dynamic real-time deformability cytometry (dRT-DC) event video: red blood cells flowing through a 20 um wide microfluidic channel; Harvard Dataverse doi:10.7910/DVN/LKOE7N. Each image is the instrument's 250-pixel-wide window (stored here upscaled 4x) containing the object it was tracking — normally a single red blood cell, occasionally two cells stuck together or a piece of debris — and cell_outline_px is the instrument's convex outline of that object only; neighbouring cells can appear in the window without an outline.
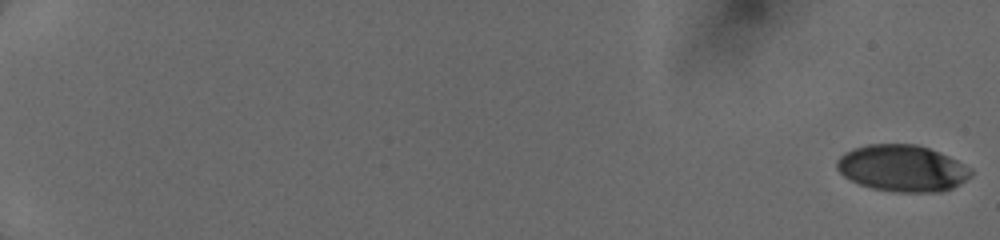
{"species": "human", "species_latin": "Homo sapiens", "temperature_condition": "cold", "stored_images_in_passage": 48, "camera_frame_rate_fps": 3000, "um_per_image_px": 0.085, "donor": {"sex": "female"}, "frame": {"image": 1, "passage_image": 1, "time_ms": 0.0, "image_size_px": [1000, 240], "cell_outline_px": [[972, 176], [960, 184], [952, 188], [940, 192], [896, 192], [872, 188], [860, 184], [844, 176], [836, 168], [836, 160], [844, 152], [868, 144], [916, 144], [928, 148], [948, 156], [972, 168]], "centroid_in_image_um": [76.7, 14.3], "position_along_channel_um": 8.3, "area_um2": 36.36}}
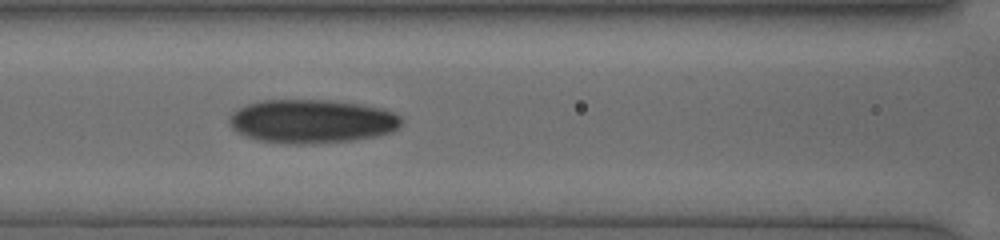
{"frame": {"image": 2, "passage_image": 42, "time_ms": 8.667, "image_size_px": [1000, 240], "cell_outline_px": [[400, 124], [392, 132], [376, 136], [352, 140], [304, 144], [288, 144], [256, 140], [236, 132], [232, 128], [228, 120], [232, 112], [248, 104], [264, 100], [332, 100], [360, 104], [380, 108], [392, 112], [400, 116]], "centroid_in_image_um": [26.47, 10.31], "position_along_channel_um": 140.1, "area_um2": 43.7}}
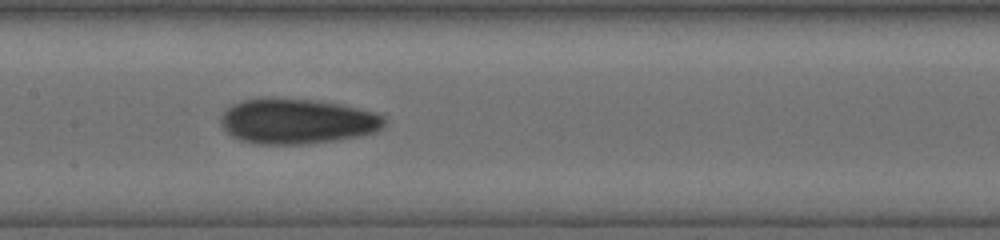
{"frame": {"image": 3, "passage_image": 47, "time_ms": 9.667, "image_size_px": [1000, 240], "cell_outline_px": [[388, 120], [384, 128], [376, 132], [360, 136], [336, 140], [308, 144], [256, 144], [240, 140], [232, 136], [220, 124], [220, 116], [232, 104], [244, 100], [264, 96], [276, 96], [320, 100], [340, 104], [376, 112], [384, 116]], "centroid_in_image_um": [25.28, 10.28], "position_along_channel_um": 182.1, "area_um2": 44.16}}